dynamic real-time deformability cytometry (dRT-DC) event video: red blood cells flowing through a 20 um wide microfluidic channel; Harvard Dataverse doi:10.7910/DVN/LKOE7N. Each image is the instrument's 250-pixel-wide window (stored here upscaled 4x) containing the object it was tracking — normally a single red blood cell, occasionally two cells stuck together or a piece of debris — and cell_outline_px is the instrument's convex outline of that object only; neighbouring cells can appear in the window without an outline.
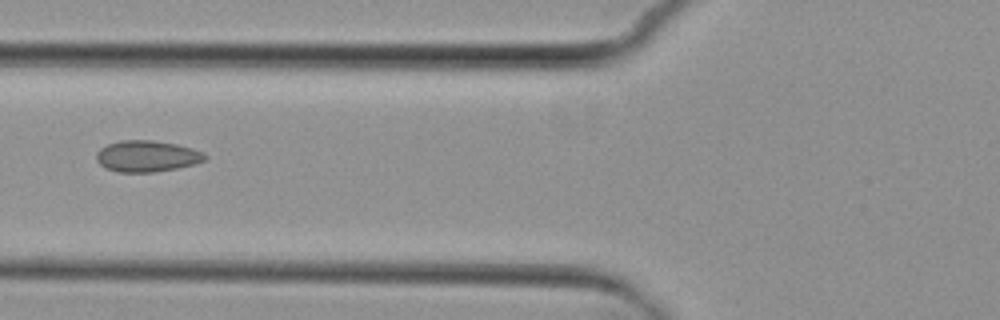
{"species": "common noctule bat (a hibernating species)", "species_latin": "Nyctalus noctula", "temperature_condition": "cold", "stored_images_in_passage": 7, "camera_frame_rate_fps": 3000, "um_per_image_px": 0.085, "animal": {"sex": "female", "body_mass_g": 29.2, "forearm_length_mm": 56.3}, "frame": {"image": 1, "passage_image": 4, "time_ms": 4.667, "image_size_px": [1000, 320], "cell_outline_px": [[208, 160], [196, 164], [156, 172], [116, 172], [104, 168], [96, 160], [96, 152], [100, 148], [108, 144], [120, 140], [152, 140], [176, 144], [192, 148], [204, 152], [208, 156]], "centroid_in_image_um": [12.5, 13.28], "position_along_channel_um": 113.3, "area_um2": 20.11}}
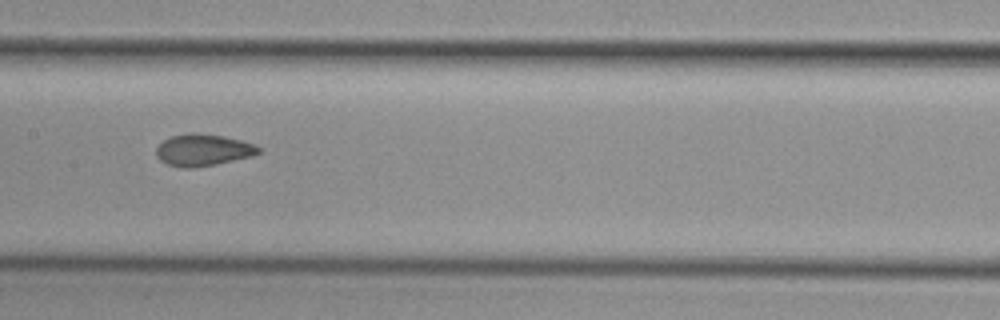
{"frame": {"image": 2, "passage_image": 6, "time_ms": 6.667, "image_size_px": [1000, 320], "cell_outline_px": [[260, 152], [252, 156], [216, 164], [192, 168], [180, 168], [168, 164], [160, 160], [156, 156], [156, 148], [164, 140], [172, 136], [192, 132], [224, 136], [256, 144], [260, 148]], "centroid_in_image_um": [17.26, 12.75], "position_along_channel_um": 190.1, "area_um2": 18.96}}
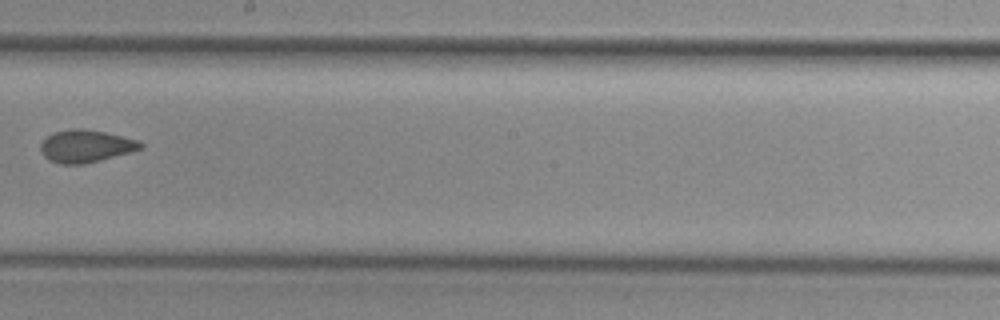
{"frame": {"image": 3, "passage_image": 7, "time_ms": 8.0, "image_size_px": [1000, 320], "cell_outline_px": [[144, 148], [100, 160], [84, 164], [60, 164], [48, 160], [40, 152], [40, 144], [52, 132], [72, 128], [80, 128], [104, 132], [140, 140], [144, 144]], "centroid_in_image_um": [7.28, 12.42], "position_along_channel_um": 240.9, "area_um2": 19.02}}